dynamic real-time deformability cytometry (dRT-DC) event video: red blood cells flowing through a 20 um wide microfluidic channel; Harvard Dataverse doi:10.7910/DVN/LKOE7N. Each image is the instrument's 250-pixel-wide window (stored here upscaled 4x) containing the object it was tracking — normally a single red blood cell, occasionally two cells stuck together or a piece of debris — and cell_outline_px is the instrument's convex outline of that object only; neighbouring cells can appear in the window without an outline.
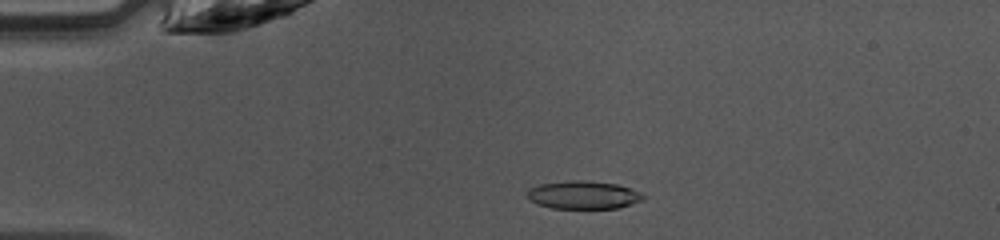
{"species": "common noctule bat (a hibernating species)", "species_latin": "Nyctalus noctula", "temperature_condition": "warm", "stored_images_in_passage": 40, "camera_frame_rate_fps": 3000, "um_per_image_px": 0.085, "animal": {"sex": "female", "body_mass_g": 10.0, "forearm_length_mm": 53.1}, "frame": {"image": 1, "passage_image": 3, "time_ms": 0.667, "image_size_px": [1000, 240], "cell_outline_px": [[648, 196], [644, 200], [620, 208], [552, 208], [536, 204], [528, 196], [528, 188], [540, 184], [572, 180], [588, 180], [616, 184], [640, 192]], "centroid_in_image_um": [49.63, 16.57], "position_along_channel_um": 35.4, "area_um2": 19.02}}
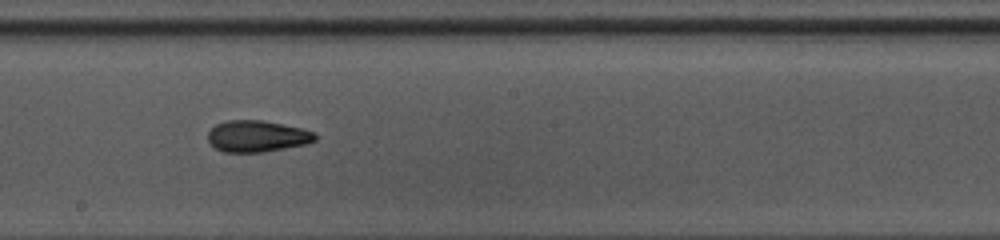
{"frame": {"image": 2, "passage_image": 19, "time_ms": 6.0, "image_size_px": [1000, 240], "cell_outline_px": [[316, 140], [304, 144], [264, 152], [224, 152], [216, 148], [208, 140], [208, 132], [216, 124], [224, 120], [260, 120], [300, 128], [316, 132]], "centroid_in_image_um": [21.83, 11.57], "position_along_channel_um": 226.4, "area_um2": 19.48}}
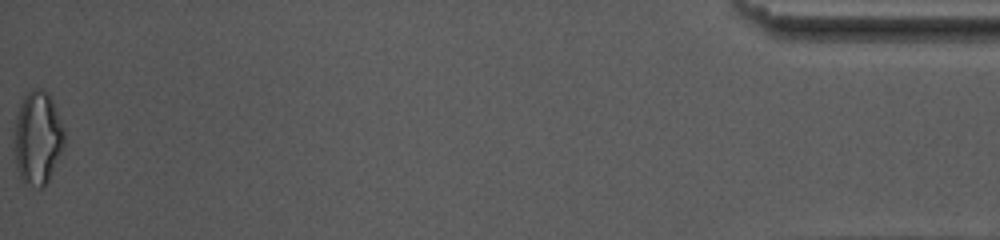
{"frame": {"image": 3, "passage_image": 40, "time_ms": 13.0, "image_size_px": [1000, 240], "cell_outline_px": [[64, 148], [44, 188], [40, 188], [24, 184], [20, 180], [16, 164], [12, 136], [16, 116], [20, 104], [24, 96], [32, 88], [40, 88], [48, 92], [52, 100], [64, 128]], "centroid_in_image_um": [3.17, 11.74], "position_along_channel_um": 432.0, "area_um2": 27.8}, "authors_computed_cell_mechanics": {"area_um2": 19.8254, "velocity_mm_per_s": 4.2516, "shape_relaxation_time_tau1_ms": 7.5539, "shape_relaxation_time_tau2_ms": 3.3042, "deformation_change_tau1": 0.2095, "deformation_change_tau2": 0.1093}}